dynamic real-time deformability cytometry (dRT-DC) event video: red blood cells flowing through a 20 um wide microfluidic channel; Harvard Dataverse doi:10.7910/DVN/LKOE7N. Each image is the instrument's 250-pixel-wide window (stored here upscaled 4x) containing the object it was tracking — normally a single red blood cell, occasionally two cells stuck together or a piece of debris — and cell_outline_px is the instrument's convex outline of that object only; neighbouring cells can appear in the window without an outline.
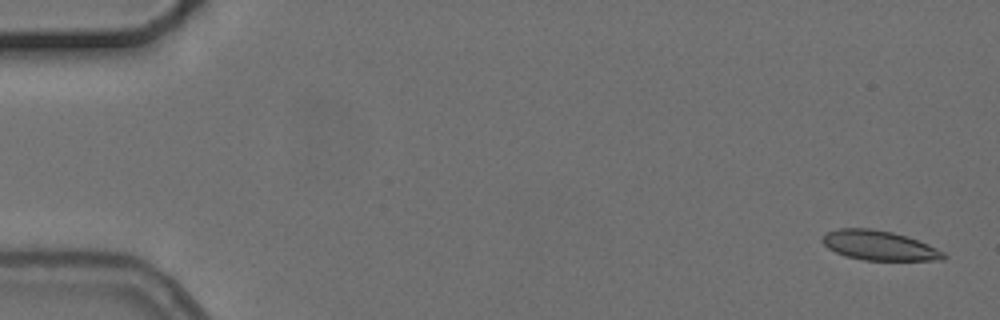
{"species": "common noctule bat (a hibernating species)", "species_latin": "Nyctalus noctula", "temperature_condition": "cold", "stored_images_in_passage": 4, "camera_frame_rate_fps": 3000, "um_per_image_px": 0.085, "animal": {"sex": "female", "body_mass_g": 24.6, "forearm_length_mm": 56.2}, "frame": {"image": 1, "passage_image": 1, "time_ms": 0.0, "image_size_px": [1000, 320], "cell_outline_px": [[948, 256], [944, 260], [864, 260], [848, 256], [836, 252], [828, 248], [820, 240], [828, 232], [840, 228], [872, 228], [892, 232], [928, 244], [944, 252]], "centroid_in_image_um": [74.74, 20.87], "position_along_channel_um": 10.3, "area_um2": 20.69}}
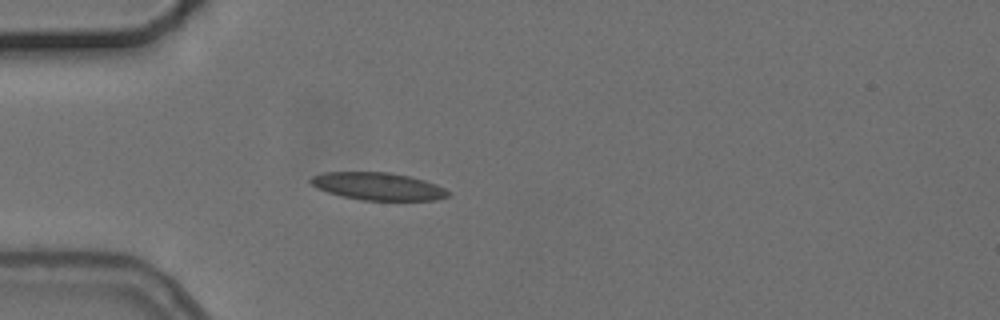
{"frame": {"image": 2, "passage_image": 4, "time_ms": 4.667, "image_size_px": [1000, 320], "cell_outline_px": [[452, 192], [448, 196], [436, 200], [360, 200], [340, 196], [316, 188], [308, 180], [312, 176], [324, 172], [388, 172], [408, 176], [424, 180], [436, 184]], "centroid_in_image_um": [32.12, 15.84], "position_along_channel_um": 52.9, "area_um2": 22.14}}